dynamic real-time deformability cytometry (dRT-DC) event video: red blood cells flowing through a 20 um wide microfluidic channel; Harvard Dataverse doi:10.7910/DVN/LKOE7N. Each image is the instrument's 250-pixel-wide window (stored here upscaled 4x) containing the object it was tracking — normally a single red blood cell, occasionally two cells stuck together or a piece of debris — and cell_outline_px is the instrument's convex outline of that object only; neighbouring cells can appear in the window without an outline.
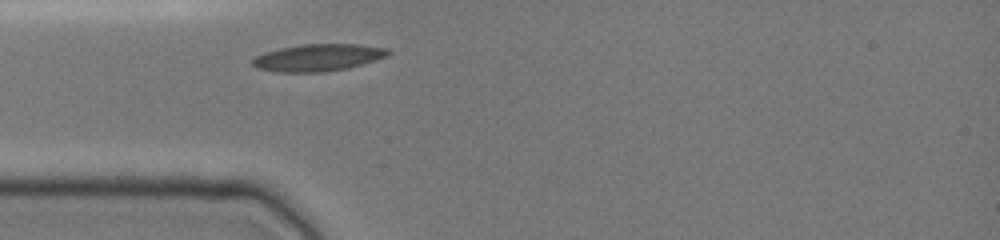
{"species": "common noctule bat (a hibernating species)", "species_latin": "Nyctalus noctula", "temperature_condition": "cold", "stored_images_in_passage": 27, "camera_frame_rate_fps": 3000, "um_per_image_px": 0.085, "animal": {"sex": "female", "body_mass_g": 19.0, "forearm_length_mm": 51.5}, "frame": {"image": 1, "passage_image": 1, "time_ms": 0.0, "image_size_px": [1000, 240], "cell_outline_px": [[392, 52], [388, 56], [376, 60], [348, 68], [324, 72], [280, 72], [256, 68], [252, 64], [252, 60], [256, 56], [264, 52], [280, 48], [304, 44], [360, 44], [388, 48]], "centroid_in_image_um": [27.07, 4.89], "position_along_channel_um": 57.9, "area_um2": 21.5}}
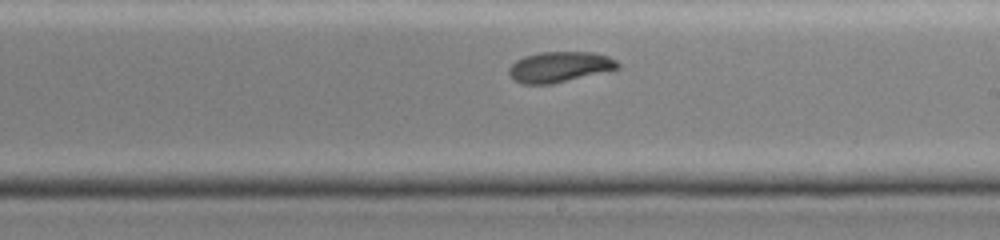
{"frame": {"image": 2, "passage_image": 15, "time_ms": 4.667, "image_size_px": [1000, 240], "cell_outline_px": [[620, 68], [552, 84], [520, 84], [512, 80], [508, 76], [508, 68], [516, 60], [524, 56], [540, 52], [592, 52], [608, 56], [616, 60], [620, 64]], "centroid_in_image_um": [47.52, 5.69], "position_along_channel_um": 241.5, "area_um2": 19.54}}
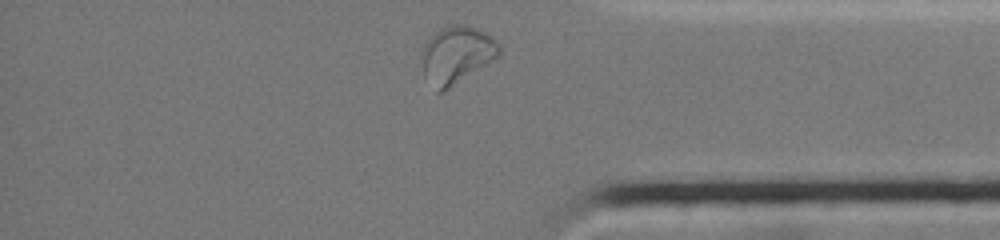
{"frame": {"image": 3, "passage_image": 27, "time_ms": 8.667, "image_size_px": [1000, 240], "cell_outline_px": [[500, 56], [444, 92], [436, 92], [424, 76], [420, 56], [420, 52], [428, 36], [436, 28], [448, 24], [468, 24], [492, 36], [500, 44]], "centroid_in_image_um": [38.77, 4.63], "position_along_channel_um": 396.4, "area_um2": 26.82}, "authors_computed_cell_mechanics": {"area_um2": 19.5364, "velocity_mm_per_s": 3.9534, "shape_relaxation_time_tau1_ms": null, "shape_relaxation_time_tau2_ms": 3.4251, "deformation_change_tau1": null, "deformation_change_tau2": 0.0665}}